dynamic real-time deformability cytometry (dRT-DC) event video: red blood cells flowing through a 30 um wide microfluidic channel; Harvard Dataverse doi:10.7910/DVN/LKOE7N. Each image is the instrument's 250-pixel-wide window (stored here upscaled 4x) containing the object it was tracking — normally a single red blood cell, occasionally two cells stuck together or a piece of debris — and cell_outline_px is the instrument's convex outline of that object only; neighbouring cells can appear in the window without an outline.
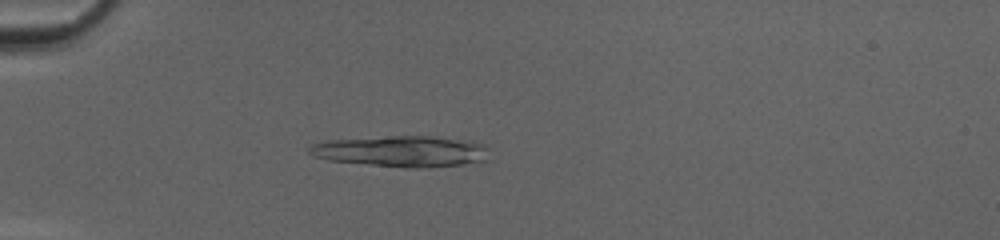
{"species": "common noctule bat (a hibernating species)", "species_latin": "Nyctalus noctula", "temperature_condition": "cold", "stored_images_in_passage": 50, "camera_frame_rate_fps": 3000, "um_per_image_px": 0.085, "animal": {"sex": "female", "body_mass_g": 20.0, "forearm_length_mm": 54.0}, "frame": {"image": 1, "passage_image": 16, "time_ms": 5.0, "image_size_px": [1000, 240], "cell_outline_px": [[488, 148], [484, 160], [460, 164], [420, 168], [408, 168], [328, 160], [312, 156], [308, 152], [308, 148], [312, 144], [328, 140], [392, 136], [432, 136], [484, 144]], "centroid_in_image_um": [34.04, 12.86], "position_along_channel_um": 51.0, "area_um2": 32.02}}